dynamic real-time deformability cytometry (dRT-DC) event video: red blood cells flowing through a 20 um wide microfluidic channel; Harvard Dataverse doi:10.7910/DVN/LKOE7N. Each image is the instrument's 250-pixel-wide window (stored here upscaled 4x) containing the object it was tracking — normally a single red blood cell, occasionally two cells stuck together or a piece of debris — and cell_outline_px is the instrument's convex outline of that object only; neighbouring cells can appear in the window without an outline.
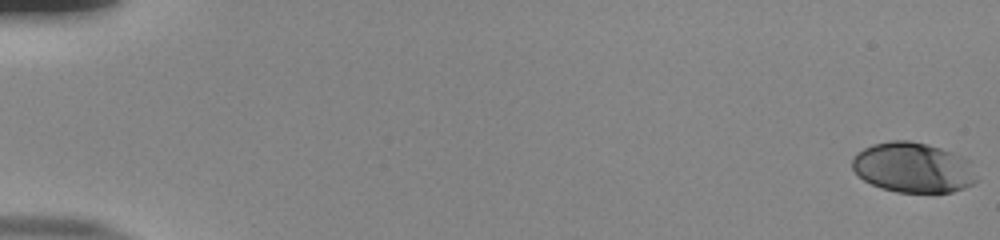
{"species": "human", "species_latin": "Homo sapiens", "temperature_condition": "room temperature", "stored_images_in_passage": 55, "camera_frame_rate_fps": 3000, "um_per_image_px": 0.085, "donor": {"sex": "male"}, "frame": {"image": 1, "passage_image": 1, "time_ms": 0.0, "image_size_px": [1000, 240], "cell_outline_px": [[976, 180], [972, 184], [964, 188], [952, 192], [896, 192], [880, 188], [864, 180], [852, 168], [852, 156], [856, 152], [872, 144], [888, 140], [908, 140], [928, 144], [952, 152], [968, 160]], "centroid_in_image_um": [77.56, 14.23], "position_along_channel_um": 7.4, "area_um2": 36.24}}
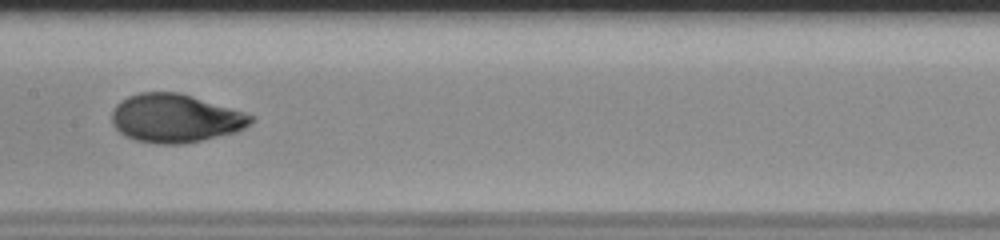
{"frame": {"image": 2, "passage_image": 30, "time_ms": 9.667, "image_size_px": [1000, 240], "cell_outline_px": [[256, 120], [244, 128], [236, 132], [184, 144], [156, 144], [136, 140], [124, 136], [112, 124], [112, 112], [116, 104], [120, 100], [128, 96], [140, 92], [180, 92], [256, 116]], "centroid_in_image_um": [14.9, 10.05], "position_along_channel_um": 192.5, "area_um2": 39.42}}
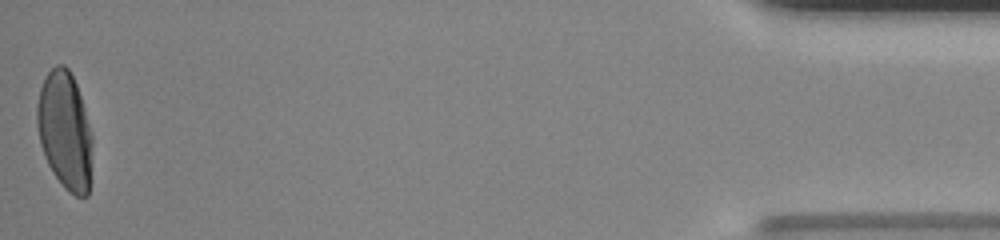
{"frame": {"image": 3, "passage_image": 55, "time_ms": 18.0, "image_size_px": [1000, 240], "cell_outline_px": [[92, 144], [88, 196], [76, 196], [68, 192], [64, 188], [48, 164], [44, 156], [40, 144], [36, 124], [36, 104], [40, 88], [44, 76], [56, 64], [64, 64], [68, 68], [76, 84], [84, 108], [92, 136]], "centroid_in_image_um": [5.49, 11.08], "position_along_channel_um": 429.7, "area_um2": 37.97}, "authors_computed_cell_mechanics": {"area_um2": 37.6856, "velocity_mm_per_s": 3.8519, "shape_relaxation_time_tau1_ms": 3.5526, "shape_relaxation_time_tau2_ms": null, "deformation_change_tau1": 0.1759, "deformation_change_tau2": null}}